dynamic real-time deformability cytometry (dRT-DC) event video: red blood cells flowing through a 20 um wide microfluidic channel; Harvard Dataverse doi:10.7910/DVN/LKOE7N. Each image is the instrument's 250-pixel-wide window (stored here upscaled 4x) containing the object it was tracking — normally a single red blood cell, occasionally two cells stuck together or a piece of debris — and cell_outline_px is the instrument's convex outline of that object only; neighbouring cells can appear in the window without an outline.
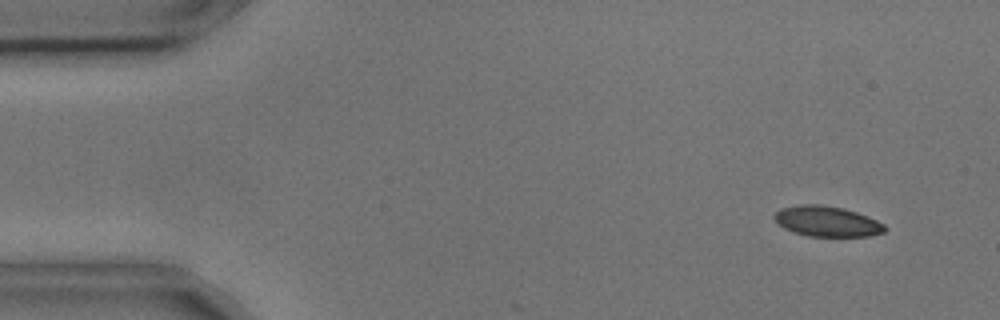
{"species": "common noctule bat (a hibernating species)", "species_latin": "Nyctalus noctula", "temperature_condition": "cold", "stored_images_in_passage": 5, "camera_frame_rate_fps": 3000, "um_per_image_px": 0.085, "animal": {"sex": "male", "body_mass_g": 17.9, "forearm_length_mm": 54.2}, "frame": {"image": 1, "passage_image": 1, "time_ms": 0.0, "image_size_px": [1000, 320], "cell_outline_px": [[888, 228], [884, 232], [868, 236], [808, 236], [784, 228], [772, 216], [780, 208], [800, 204], [820, 204], [844, 208], [868, 216], [884, 224]], "centroid_in_image_um": [70.31, 18.8], "position_along_channel_um": 14.7, "area_um2": 19.54}}
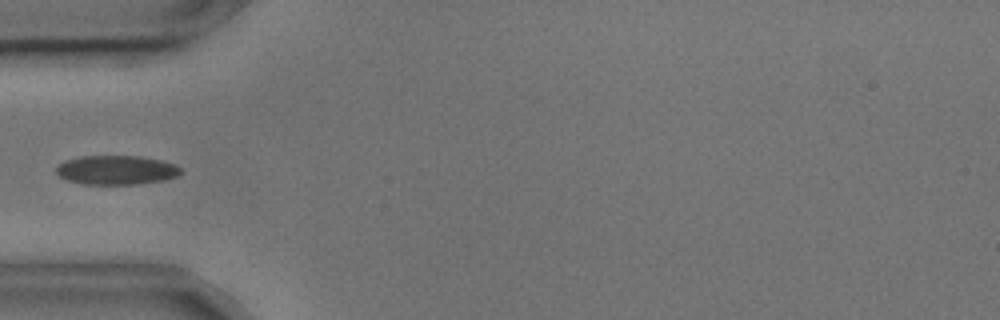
{"frame": {"image": 2, "passage_image": 4, "time_ms": 1.0, "image_size_px": [1000, 320], "cell_outline_px": [[180, 172], [176, 176], [160, 180], [136, 184], [84, 184], [68, 180], [60, 176], [56, 172], [56, 168], [64, 160], [80, 156], [140, 156], [160, 160], [176, 164], [180, 168]], "centroid_in_image_um": [9.86, 14.44], "position_along_channel_um": 75.1, "area_um2": 20.92}}